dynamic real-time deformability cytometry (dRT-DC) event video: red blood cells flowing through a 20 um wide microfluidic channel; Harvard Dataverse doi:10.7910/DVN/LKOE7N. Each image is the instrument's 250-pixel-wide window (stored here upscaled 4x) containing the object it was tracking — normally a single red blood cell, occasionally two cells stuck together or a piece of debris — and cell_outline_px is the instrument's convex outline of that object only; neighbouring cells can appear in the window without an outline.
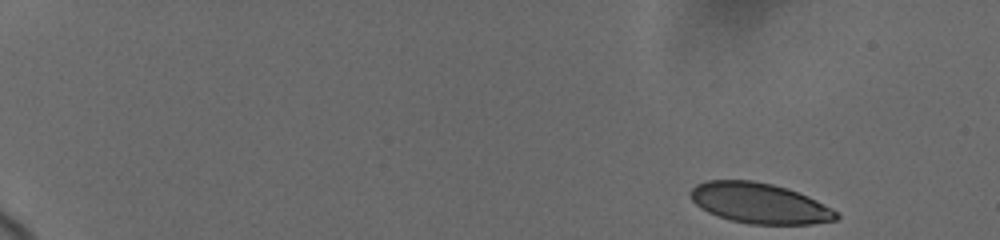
{"species": "human", "species_latin": "Homo sapiens", "temperature_condition": "cold", "stored_images_in_passage": 14, "camera_frame_rate_fps": 3000, "um_per_image_px": 0.085, "donor": {"sex": "female"}, "frame": {"image": 1, "passage_image": 1, "time_ms": 0.0, "image_size_px": [1000, 240], "cell_outline_px": [[840, 216], [836, 220], [812, 224], [748, 224], [732, 220], [708, 212], [700, 208], [688, 196], [688, 192], [696, 184], [708, 180], [752, 180], [772, 184], [788, 188], [808, 196], [840, 212]], "centroid_in_image_um": [64.56, 17.27], "position_along_channel_um": 20.4, "area_um2": 34.56}}
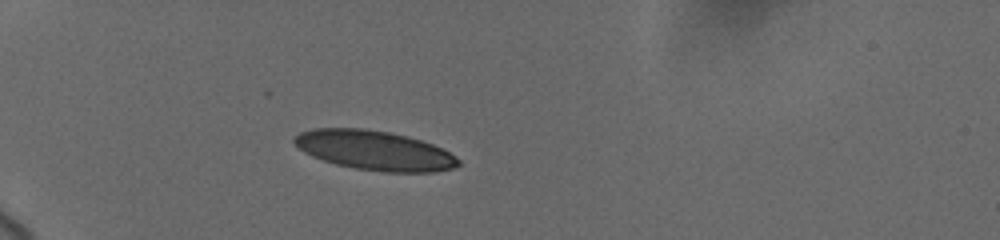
{"frame": {"image": 2, "passage_image": 10, "time_ms": 4.333, "image_size_px": [1000, 240], "cell_outline_px": [[460, 164], [452, 168], [436, 172], [388, 172], [356, 168], [336, 164], [312, 156], [304, 152], [292, 140], [300, 132], [312, 128], [364, 128], [388, 132], [408, 136], [432, 144], [456, 156], [460, 160]], "centroid_in_image_um": [31.84, 12.78], "position_along_channel_um": 53.2, "area_um2": 37.51}}
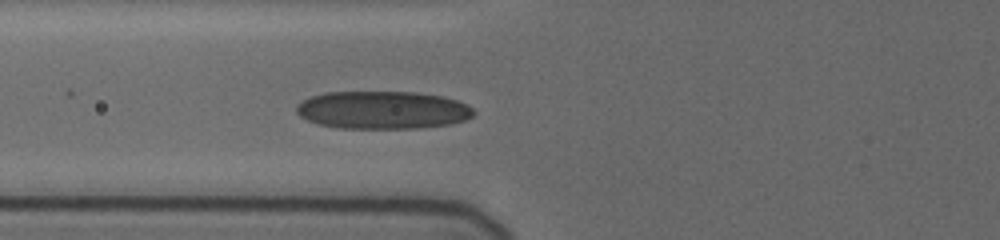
{"frame": {"image": 3, "passage_image": 14, "time_ms": 6.333, "image_size_px": [1000, 240], "cell_outline_px": [[476, 112], [472, 116], [464, 120], [452, 124], [416, 128], [340, 128], [316, 124], [300, 116], [296, 112], [296, 104], [312, 96], [324, 92], [416, 92], [440, 96], [456, 100], [468, 104]], "centroid_in_image_um": [32.52, 9.35], "position_along_channel_um": 93.3, "area_um2": 39.19}}